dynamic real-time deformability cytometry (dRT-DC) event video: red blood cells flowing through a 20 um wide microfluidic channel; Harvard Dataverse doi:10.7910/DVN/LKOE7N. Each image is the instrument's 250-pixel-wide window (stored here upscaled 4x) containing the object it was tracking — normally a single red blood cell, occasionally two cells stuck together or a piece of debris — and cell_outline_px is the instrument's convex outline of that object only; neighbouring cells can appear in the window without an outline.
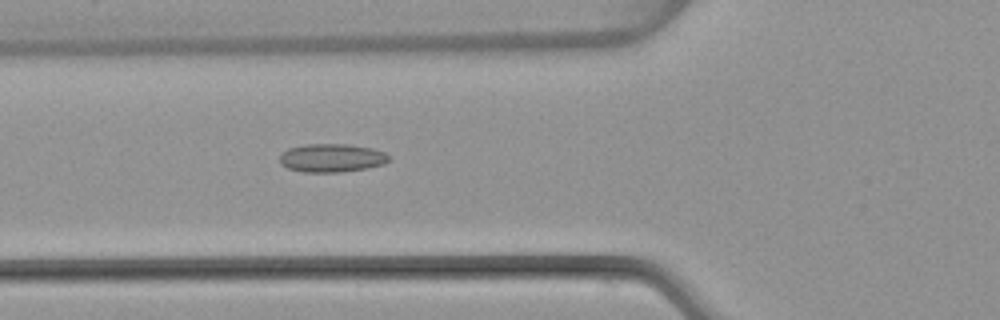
{"species": "common noctule bat (a hibernating species)", "species_latin": "Nyctalus noctula", "temperature_condition": "warm", "stored_images_in_passage": 51, "camera_frame_rate_fps": 3000, "um_per_image_px": 0.085, "animal": {"sex": "female", "body_mass_g": 22.7, "forearm_length_mm": 54.2}, "frame": {"image": 1, "passage_image": 19, "time_ms": 6.0, "image_size_px": [1000, 320], "cell_outline_px": [[392, 156], [384, 164], [364, 168], [340, 172], [304, 172], [288, 168], [280, 164], [280, 156], [288, 148], [308, 144], [348, 144], [372, 148], [384, 152]], "centroid_in_image_um": [28.21, 13.42], "position_along_channel_um": 97.6, "area_um2": 17.98}}
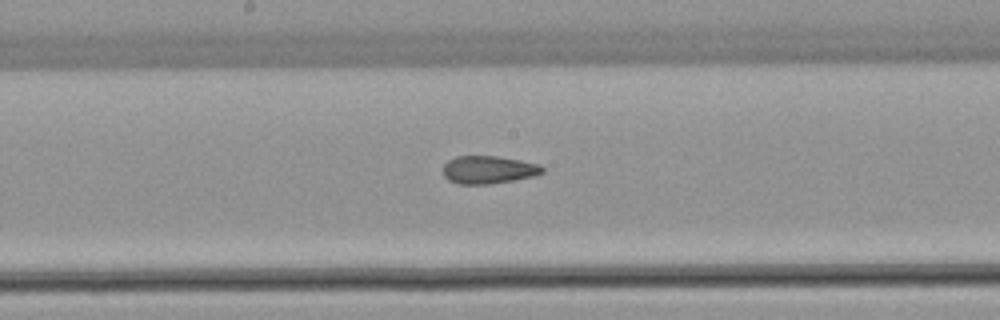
{"frame": {"image": 2, "passage_image": 27, "time_ms": 8.667, "image_size_px": [1000, 320], "cell_outline_px": [[544, 172], [536, 176], [488, 184], [456, 184], [448, 180], [444, 176], [444, 164], [448, 160], [456, 156], [496, 156], [520, 160], [536, 164], [544, 168]], "centroid_in_image_um": [41.5, 14.43], "position_along_channel_um": 206.7, "area_um2": 16.07}}
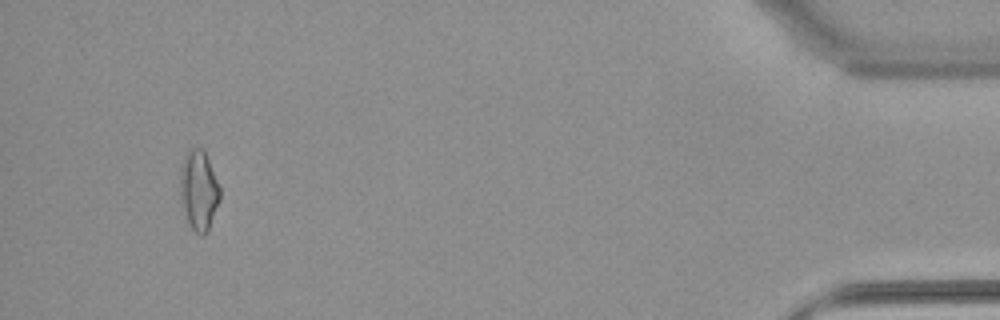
{"frame": {"image": 3, "passage_image": 48, "time_ms": 15.667, "image_size_px": [1000, 320], "cell_outline_px": [[220, 200], [208, 232], [204, 236], [200, 236], [188, 224], [180, 200], [180, 168], [184, 156], [188, 148], [204, 148], [220, 188]], "centroid_in_image_um": [16.89, 16.18], "position_along_channel_um": 418.3, "area_um2": 18.9}, "authors_computed_cell_mechanics": {"area_um2": 17.1088, "velocity_mm_per_s": 4.0761, "shape_relaxation_time_tau1_ms": null, "shape_relaxation_time_tau2_ms": 2.0239, "deformation_change_tau1": null, "deformation_change_tau2": 0.1052}}